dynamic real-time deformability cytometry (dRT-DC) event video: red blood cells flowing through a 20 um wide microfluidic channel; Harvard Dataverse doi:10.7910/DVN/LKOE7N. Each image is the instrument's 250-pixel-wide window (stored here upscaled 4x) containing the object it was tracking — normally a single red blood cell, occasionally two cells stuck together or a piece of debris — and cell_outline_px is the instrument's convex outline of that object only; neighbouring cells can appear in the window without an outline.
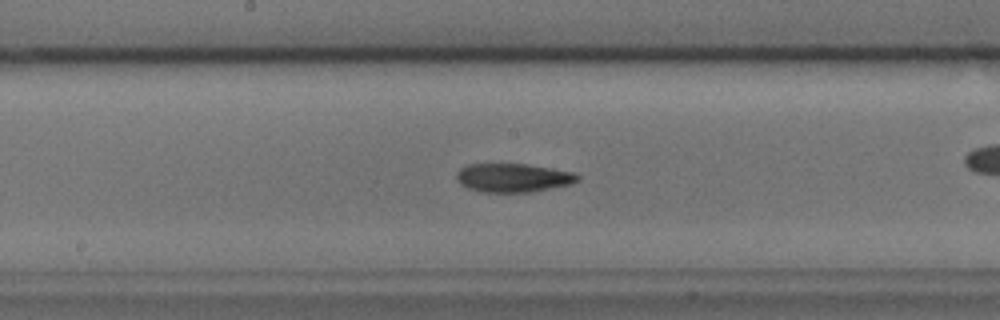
{"species": "common noctule bat (a hibernating species)", "species_latin": "Nyctalus noctula", "temperature_condition": "cold", "stored_images_in_passage": 35, "camera_frame_rate_fps": 3000, "um_per_image_px": 0.085, "animal": {"sex": "male", "body_mass_g": 17.9, "forearm_length_mm": 54.2}, "frame": {"image": 1, "passage_image": 18, "time_ms": 5.667, "image_size_px": [1000, 320], "cell_outline_px": [[580, 180], [568, 184], [528, 192], [484, 192], [468, 188], [460, 184], [456, 180], [456, 176], [460, 168], [468, 164], [528, 164], [552, 168], [572, 172], [580, 176]], "centroid_in_image_um": [43.58, 15.1], "position_along_channel_um": 204.6, "area_um2": 20.06}, "authors_computed_cell_mechanics": {"area_um2": 19.9988, "velocity_mm_per_s": 3.7875, "shape_relaxation_time_tau1_ms": 6.645, "shape_relaxation_time_tau2_ms": 2.7296, "deformation_change_tau1": 0.1983, "deformation_change_tau2": 0.0981}}